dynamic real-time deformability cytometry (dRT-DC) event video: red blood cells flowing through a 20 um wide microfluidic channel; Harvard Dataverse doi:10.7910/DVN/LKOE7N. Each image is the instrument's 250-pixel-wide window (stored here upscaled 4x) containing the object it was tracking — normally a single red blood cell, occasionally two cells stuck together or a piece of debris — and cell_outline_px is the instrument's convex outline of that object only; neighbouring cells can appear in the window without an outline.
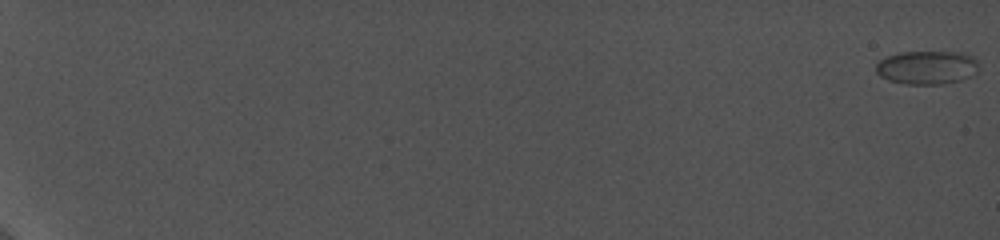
{"species": "common noctule bat (a hibernating species)", "species_latin": "Nyctalus noctula", "temperature_condition": "cold", "stored_images_in_passage": 17, "camera_frame_rate_fps": 5000, "um_per_image_px": 0.085, "animal": {"sex": "female", "body_mass_g": 19.0, "forearm_length_mm": 56.7}, "frame": {"image": 1, "passage_image": 1, "time_ms": 0.0, "image_size_px": [1000, 240], "cell_outline_px": [[976, 72], [960, 80], [940, 84], [904, 84], [888, 80], [880, 76], [876, 72], [876, 64], [880, 60], [888, 56], [900, 52], [964, 52], [972, 56], [976, 60]], "centroid_in_image_um": [78.75, 5.73], "position_along_channel_um": 6.3, "area_um2": 19.94}}
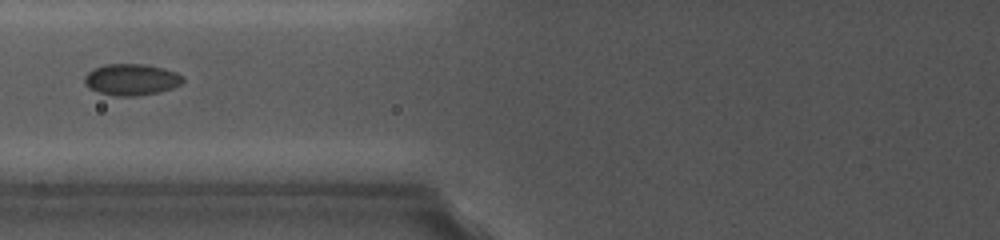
{"frame": {"image": 2, "passage_image": 10, "time_ms": 10.6, "image_size_px": [1000, 240], "cell_outline_px": [[184, 80], [180, 84], [172, 88], [160, 92], [136, 96], [112, 96], [88, 88], [84, 84], [84, 76], [92, 68], [104, 64], [144, 64], [164, 68], [176, 72], [184, 76]], "centroid_in_image_um": [11.15, 6.76], "position_along_channel_um": 114.6, "area_um2": 18.26}}
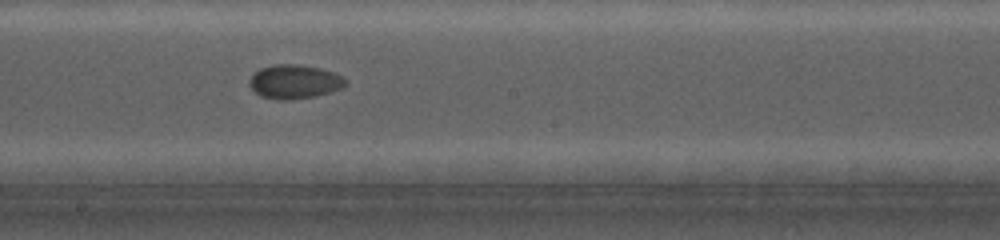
{"frame": {"image": 3, "passage_image": 13, "time_ms": 13.6, "image_size_px": [1000, 240], "cell_outline_px": [[348, 84], [340, 88], [316, 96], [288, 100], [276, 100], [260, 96], [248, 84], [248, 80], [260, 68], [272, 64], [300, 64], [320, 68], [332, 72], [348, 80]], "centroid_in_image_um": [25.01, 6.94], "position_along_channel_um": 223.2, "area_um2": 19.07}}